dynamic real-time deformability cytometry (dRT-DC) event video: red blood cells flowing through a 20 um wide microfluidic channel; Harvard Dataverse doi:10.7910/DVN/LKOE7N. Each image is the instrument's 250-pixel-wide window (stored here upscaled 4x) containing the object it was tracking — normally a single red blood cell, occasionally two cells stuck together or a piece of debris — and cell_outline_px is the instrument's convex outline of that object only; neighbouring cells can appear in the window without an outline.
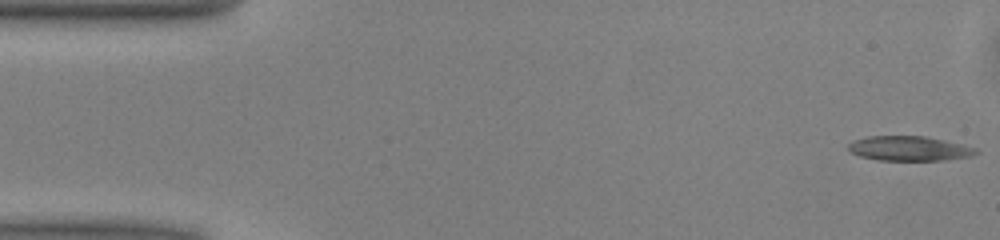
{"species": "common noctule bat (a hibernating species)", "species_latin": "Nyctalus noctula", "temperature_condition": "warm", "stored_images_in_passage": 48, "camera_frame_rate_fps": 3000, "um_per_image_px": 0.085, "animal": {"sex": "male", "body_mass_g": 13.0, "forearm_length_mm": 53.1}, "frame": {"image": 1, "passage_image": 1, "time_ms": 0.0, "image_size_px": [1000, 240], "cell_outline_px": [[980, 152], [972, 156], [944, 160], [876, 160], [860, 156], [848, 152], [848, 144], [852, 140], [868, 136], [924, 136], [944, 140], [976, 148]], "centroid_in_image_um": [77.24, 12.62], "position_along_channel_um": 7.8, "area_um2": 18.44}}
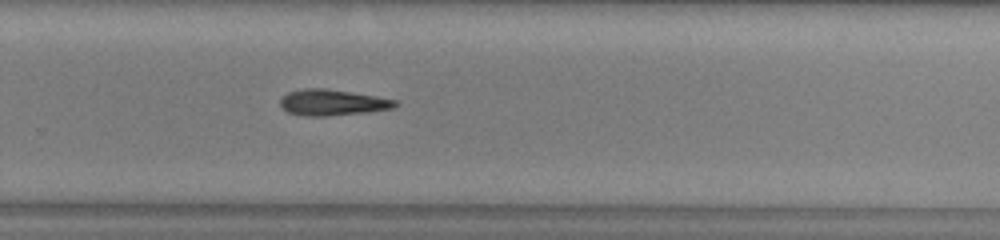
{"frame": {"image": 2, "passage_image": 32, "time_ms": 10.333, "image_size_px": [1000, 240], "cell_outline_px": [[400, 104], [396, 108], [368, 112], [324, 116], [304, 116], [288, 112], [280, 104], [280, 100], [288, 92], [304, 88], [324, 88], [376, 96], [396, 100]], "centroid_in_image_um": [28.3, 8.71], "position_along_channel_um": 301.5, "area_um2": 17.4}}
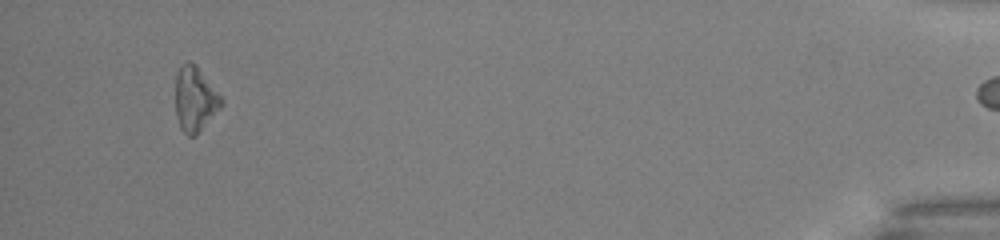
{"frame": {"image": 3, "passage_image": 47, "time_ms": 15.333, "image_size_px": [1000, 240], "cell_outline_px": [[224, 104], [196, 136], [188, 136], [180, 128], [176, 116], [176, 72], [180, 64], [188, 60], [196, 64], [224, 100]], "centroid_in_image_um": [16.57, 8.41], "position_along_channel_um": 418.6, "area_um2": 17.57}, "authors_computed_cell_mechanics": {"area_um2": 17.6579, "velocity_mm_per_s": 4.0506, "shape_relaxation_time_tau1_ms": 3.4123, "shape_relaxation_time_tau2_ms": null, "deformation_change_tau1": 0.1126, "deformation_change_tau2": null}}